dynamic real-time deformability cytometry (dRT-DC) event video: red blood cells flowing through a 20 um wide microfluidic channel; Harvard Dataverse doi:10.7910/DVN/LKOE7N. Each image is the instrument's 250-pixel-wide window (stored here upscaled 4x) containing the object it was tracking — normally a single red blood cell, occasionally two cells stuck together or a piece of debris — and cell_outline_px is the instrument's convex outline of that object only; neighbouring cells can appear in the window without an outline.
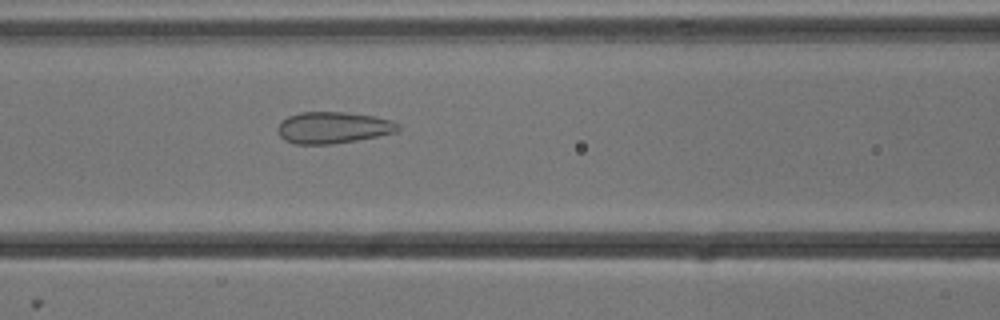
{"species": "common noctule bat (a hibernating species)", "species_latin": "Nyctalus noctula", "temperature_condition": "cold", "stored_images_in_passage": 51, "camera_frame_rate_fps": 3000, "um_per_image_px": 0.085, "animal": {"sex": "male", "body_mass_g": 13.3}, "frame": {"image": 1, "passage_image": 20, "time_ms": 6.333, "image_size_px": [1000, 320], "cell_outline_px": [[400, 128], [396, 132], [356, 140], [332, 144], [296, 144], [284, 140], [280, 136], [276, 128], [280, 120], [288, 116], [300, 112], [344, 112], [376, 116], [392, 120], [400, 124]], "centroid_in_image_um": [28.29, 10.84], "position_along_channel_um": 138.3, "area_um2": 22.31}}
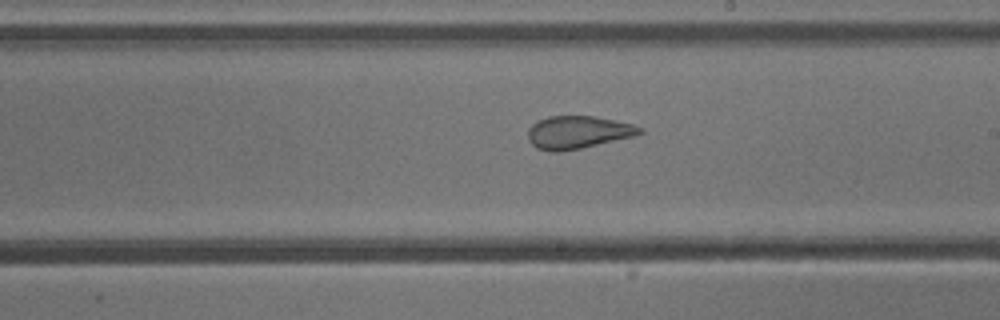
{"frame": {"image": 2, "passage_image": 28, "time_ms": 9.0, "image_size_px": [1000, 320], "cell_outline_px": [[644, 132], [636, 136], [580, 148], [560, 152], [552, 152], [536, 148], [528, 140], [528, 128], [532, 124], [548, 116], [592, 116], [632, 124], [644, 128]], "centroid_in_image_um": [49.12, 11.25], "position_along_channel_um": 239.9, "area_um2": 21.33}}
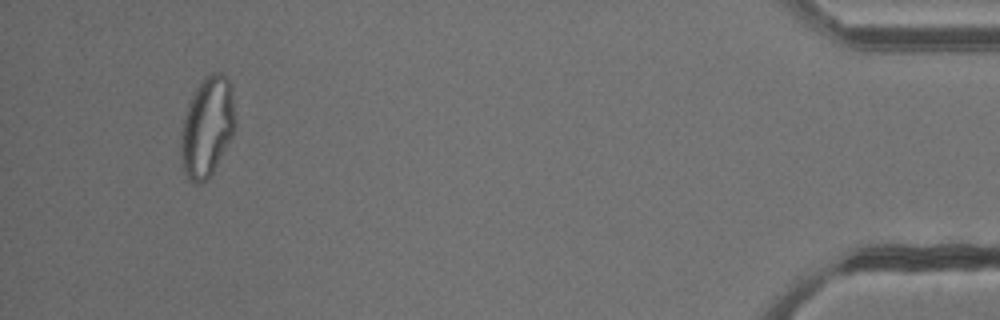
{"frame": {"image": 3, "passage_image": 48, "time_ms": 15.667, "image_size_px": [1000, 320], "cell_outline_px": [[236, 128], [232, 136], [208, 180], [200, 184], [192, 184], [188, 180], [184, 172], [180, 156], [180, 136], [184, 116], [188, 104], [196, 88], [204, 76], [212, 72], [220, 72], [228, 80], [232, 88], [236, 120]], "centroid_in_image_um": [17.6, 10.81], "position_along_channel_um": 417.6, "area_um2": 32.08}, "authors_computed_cell_mechanics": {"area_um2": 27.6862, "velocity_mm_per_s": 3.8075, "shape_relaxation_time_tau1_ms": null, "shape_relaxation_time_tau2_ms": 0.8641, "deformation_change_tau1": null, "deformation_change_tau2": 0.0864}}